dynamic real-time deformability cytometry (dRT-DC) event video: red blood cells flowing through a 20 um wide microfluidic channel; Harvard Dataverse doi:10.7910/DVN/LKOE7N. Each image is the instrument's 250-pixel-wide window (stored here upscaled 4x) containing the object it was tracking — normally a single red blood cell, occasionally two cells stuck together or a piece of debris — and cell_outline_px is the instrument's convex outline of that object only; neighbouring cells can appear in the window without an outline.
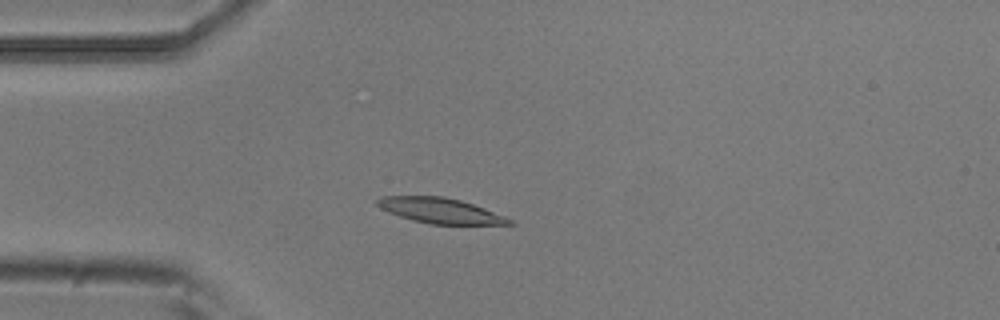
{"species": "common noctule bat (a hibernating species)", "species_latin": "Nyctalus noctula", "temperature_condition": "room temperature", "stored_images_in_passage": 4, "camera_frame_rate_fps": 3000, "um_per_image_px": 0.085, "animal": {"sex": "male", "body_mass_g": 20.5, "forearm_length_mm": 52.5}, "frame": {"image": 1, "passage_image": 3, "time_ms": 0.667, "image_size_px": [1000, 320], "cell_outline_px": [[516, 224], [428, 224], [412, 220], [388, 212], [380, 208], [376, 204], [376, 200], [380, 196], [444, 196], [460, 200], [484, 208], [504, 216], [512, 220]], "centroid_in_image_um": [37.38, 17.9], "position_along_channel_um": 47.6, "area_um2": 19.36}}